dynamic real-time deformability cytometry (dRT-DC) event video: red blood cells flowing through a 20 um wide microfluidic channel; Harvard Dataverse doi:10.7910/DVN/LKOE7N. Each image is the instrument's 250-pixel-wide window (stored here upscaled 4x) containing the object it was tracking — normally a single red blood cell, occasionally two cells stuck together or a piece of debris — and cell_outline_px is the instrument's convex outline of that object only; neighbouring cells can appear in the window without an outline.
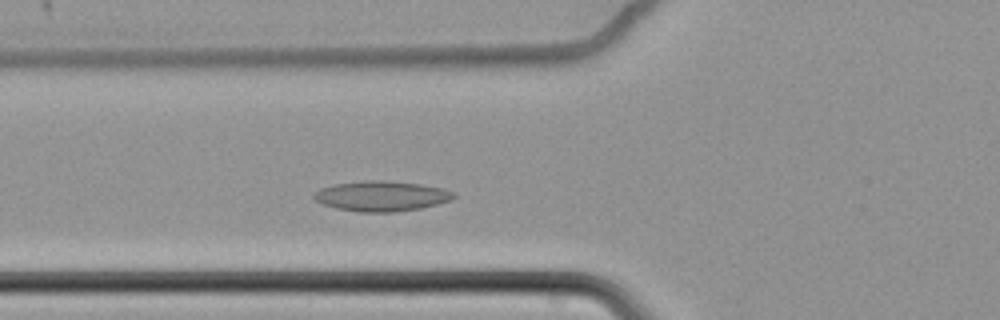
{"species": "common noctule bat (a hibernating species)", "species_latin": "Nyctalus noctula", "temperature_condition": "cold", "stored_images_in_passage": 53, "camera_frame_rate_fps": 3000, "um_per_image_px": 0.085, "animal": {"sex": "female", "body_mass_g": 22.7, "forearm_length_mm": 54.2}, "frame": {"image": 1, "passage_image": 15, "time_ms": 4.667, "image_size_px": [1000, 320], "cell_outline_px": [[456, 196], [452, 200], [420, 208], [392, 212], [360, 212], [336, 208], [324, 204], [316, 200], [312, 196], [320, 188], [336, 184], [364, 180], [384, 180], [420, 184], [444, 188], [456, 192]], "centroid_in_image_um": [32.46, 16.66], "position_along_channel_um": 93.3, "area_um2": 24.57}}
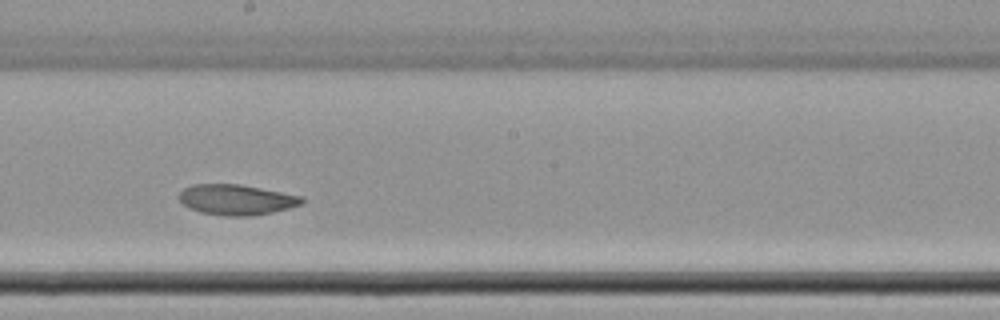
{"frame": {"image": 2, "passage_image": 27, "time_ms": 8.667, "image_size_px": [1000, 320], "cell_outline_px": [[304, 200], [300, 204], [288, 208], [272, 212], [248, 216], [224, 216], [200, 212], [188, 208], [180, 200], [180, 192], [184, 188], [192, 184], [240, 184], [304, 196]], "centroid_in_image_um": [20.09, 16.97], "position_along_channel_um": 228.1, "area_um2": 21.73}}
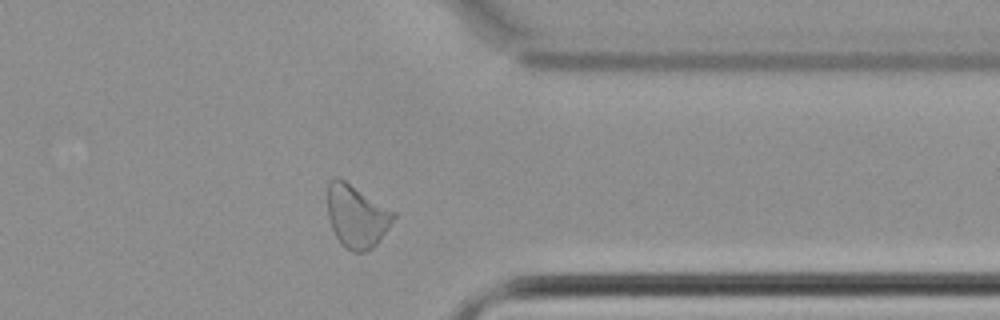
{"frame": {"image": 3, "passage_image": 41, "time_ms": 13.333, "image_size_px": [1000, 320], "cell_outline_px": [[396, 216], [380, 240], [372, 248], [364, 252], [352, 252], [336, 236], [332, 228], [328, 216], [328, 180], [336, 176], [344, 180], [396, 212]], "centroid_in_image_um": [30.32, 18.36], "position_along_channel_um": 381.1, "area_um2": 23.87}, "authors_computed_cell_mechanics": {"area_um2": 23.8714, "velocity_mm_per_s": 3.3788, "shape_relaxation_time_tau1_ms": null, "shape_relaxation_time_tau2_ms": 4.8766, "deformation_change_tau1": null, "deformation_change_tau2": 0.0799}}